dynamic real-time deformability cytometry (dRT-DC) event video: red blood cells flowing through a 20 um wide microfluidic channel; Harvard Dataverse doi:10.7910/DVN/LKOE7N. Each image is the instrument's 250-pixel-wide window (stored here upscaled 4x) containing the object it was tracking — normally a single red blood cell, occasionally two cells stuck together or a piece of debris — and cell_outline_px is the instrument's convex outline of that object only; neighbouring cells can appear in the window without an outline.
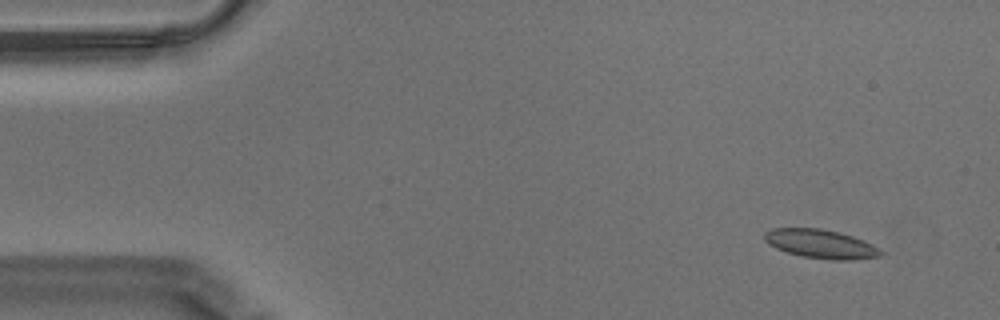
{"species": "Egyptian fruit bat (a non-hibernating species)", "species_latin": "Rousettus aegyptiacus", "temperature_condition": "warm", "stored_images_in_passage": 10, "camera_frame_rate_fps": 3000, "um_per_image_px": 0.085, "animal": {"sex": "male"}, "frame": {"image": 1, "passage_image": 1, "time_ms": 0.0, "image_size_px": [1000, 320], "cell_outline_px": [[884, 252], [880, 256], [852, 260], [832, 260], [800, 256], [776, 248], [768, 244], [764, 240], [764, 232], [772, 228], [820, 228], [840, 232], [864, 240], [880, 248]], "centroid_in_image_um": [69.77, 20.73], "position_along_channel_um": 15.2, "area_um2": 19.71}}